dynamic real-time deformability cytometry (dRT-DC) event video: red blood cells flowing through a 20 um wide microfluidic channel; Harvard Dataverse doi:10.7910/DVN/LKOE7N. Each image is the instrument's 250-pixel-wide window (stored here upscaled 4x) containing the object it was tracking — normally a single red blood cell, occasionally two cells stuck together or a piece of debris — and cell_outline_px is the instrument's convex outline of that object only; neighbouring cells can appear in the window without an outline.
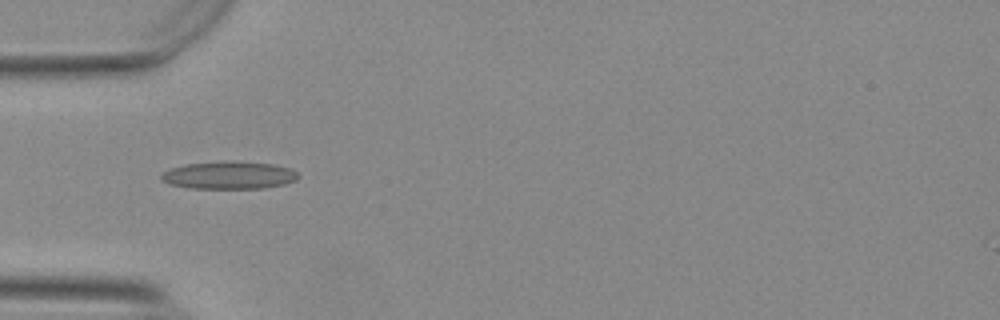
{"species": "Egyptian fruit bat (a non-hibernating species)", "species_latin": "Rousettus aegyptiacus", "temperature_condition": "warm", "stored_images_in_passage": 5, "camera_frame_rate_fps": 3000, "um_per_image_px": 0.085, "animal": {"sex": "female"}, "frame": {"image": 1, "passage_image": 1, "time_ms": 0.0, "image_size_px": [1000, 320], "cell_outline_px": [[300, 176], [296, 180], [284, 184], [264, 188], [192, 188], [168, 184], [160, 180], [160, 176], [164, 172], [172, 168], [184, 164], [224, 160], [236, 160], [272, 164], [292, 168]], "centroid_in_image_um": [19.47, 14.87], "position_along_channel_um": 65.5, "area_um2": 22.37}}